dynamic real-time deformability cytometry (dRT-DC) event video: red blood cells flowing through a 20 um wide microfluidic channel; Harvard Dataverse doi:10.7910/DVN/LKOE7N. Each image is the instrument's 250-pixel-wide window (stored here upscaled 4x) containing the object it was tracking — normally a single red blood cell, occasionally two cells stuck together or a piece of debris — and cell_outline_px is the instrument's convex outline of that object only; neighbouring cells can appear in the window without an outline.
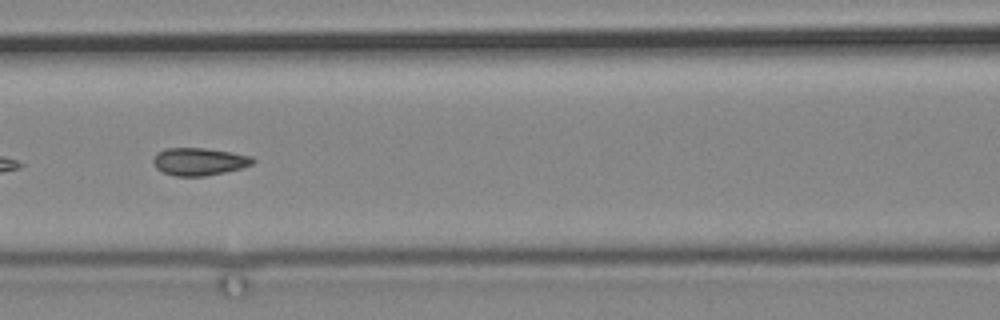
{"species": "common noctule bat (a hibernating species)", "species_latin": "Nyctalus noctula", "temperature_condition": "cold", "stored_images_in_passage": 11, "camera_frame_rate_fps": 3000, "um_per_image_px": 0.085, "animal": {"sex": "male", "body_mass_g": 19.2, "forearm_length_mm": 51.8}, "frame": {"image": 1, "passage_image": 11, "time_ms": 12.667, "image_size_px": [1000, 320], "cell_outline_px": [[256, 160], [252, 164], [240, 168], [224, 172], [204, 176], [176, 176], [164, 172], [156, 168], [152, 160], [156, 152], [164, 148], [204, 148], [232, 152], [252, 156]], "centroid_in_image_um": [16.91, 13.72], "position_along_channel_um": 149.7, "area_um2": 16.01}}